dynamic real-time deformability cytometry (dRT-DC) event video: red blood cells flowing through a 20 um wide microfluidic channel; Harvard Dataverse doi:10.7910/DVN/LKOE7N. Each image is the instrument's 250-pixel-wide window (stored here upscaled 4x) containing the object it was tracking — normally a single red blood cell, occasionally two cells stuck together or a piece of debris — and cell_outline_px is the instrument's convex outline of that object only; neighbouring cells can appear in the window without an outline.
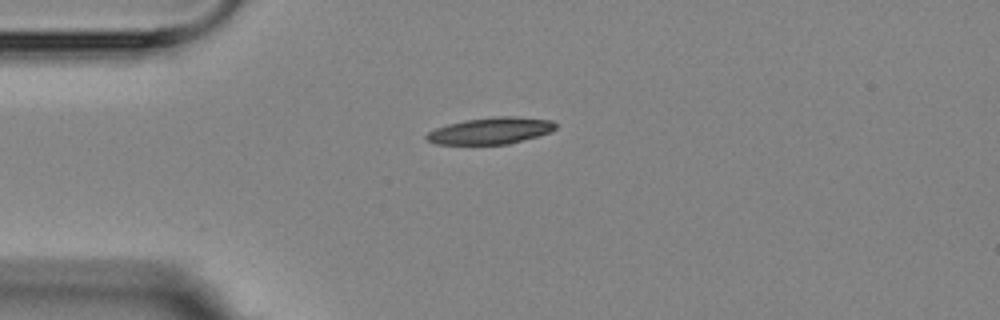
{"species": "Egyptian fruit bat (a non-hibernating species)", "species_latin": "Rousettus aegyptiacus", "temperature_condition": "room temperature", "stored_images_in_passage": 13, "camera_frame_rate_fps": 3000, "um_per_image_px": 0.085, "animal": {"sex": "female"}, "frame": {"image": 1, "passage_image": 1, "time_ms": 0.0, "image_size_px": [1000, 320], "cell_outline_px": [[556, 128], [552, 132], [508, 144], [436, 144], [428, 140], [424, 136], [428, 132], [436, 128], [448, 124], [464, 120], [492, 116], [516, 116], [552, 120], [556, 124]], "centroid_in_image_um": [41.73, 11.1], "position_along_channel_um": 43.3, "area_um2": 20.11}}
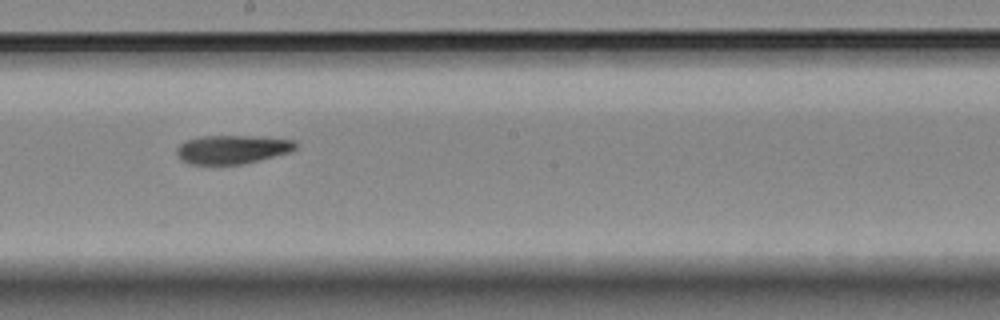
{"frame": {"image": 2, "passage_image": 6, "time_ms": 5.667, "image_size_px": [1000, 320], "cell_outline_px": [[296, 148], [292, 152], [244, 164], [188, 164], [180, 160], [176, 152], [176, 148], [180, 144], [188, 140], [200, 136], [252, 136], [296, 140]], "centroid_in_image_um": [19.75, 12.7], "position_along_channel_um": 228.5, "area_um2": 20.0}}
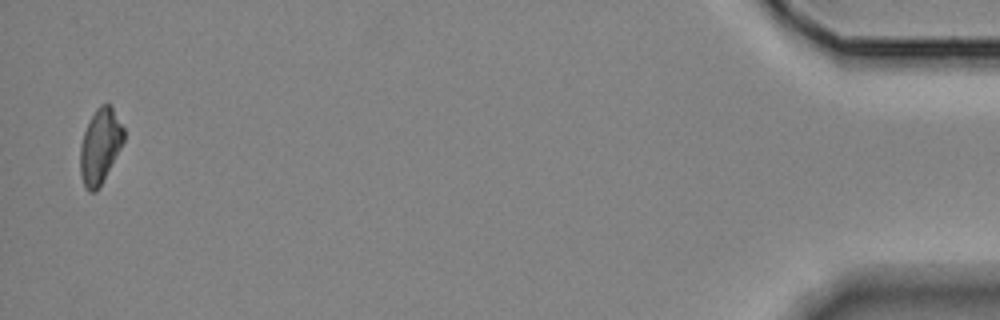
{"frame": {"image": 3, "passage_image": 13, "time_ms": 13.667, "image_size_px": [1000, 320], "cell_outline_px": [[124, 140], [100, 188], [96, 192], [88, 192], [84, 188], [80, 172], [80, 144], [84, 132], [96, 108], [100, 104], [108, 104], [112, 108], [124, 128]], "centroid_in_image_um": [8.49, 12.47], "position_along_channel_um": 426.7, "area_um2": 18.96}, "authors_computed_cell_mechanics": {"area_um2": 19.941, "velocity_mm_per_s": 3.5865, "shape_relaxation_time_tau1_ms": null, "shape_relaxation_time_tau2_ms": 5.7121, "deformation_change_tau1": null, "deformation_change_tau2": 0.1423}}